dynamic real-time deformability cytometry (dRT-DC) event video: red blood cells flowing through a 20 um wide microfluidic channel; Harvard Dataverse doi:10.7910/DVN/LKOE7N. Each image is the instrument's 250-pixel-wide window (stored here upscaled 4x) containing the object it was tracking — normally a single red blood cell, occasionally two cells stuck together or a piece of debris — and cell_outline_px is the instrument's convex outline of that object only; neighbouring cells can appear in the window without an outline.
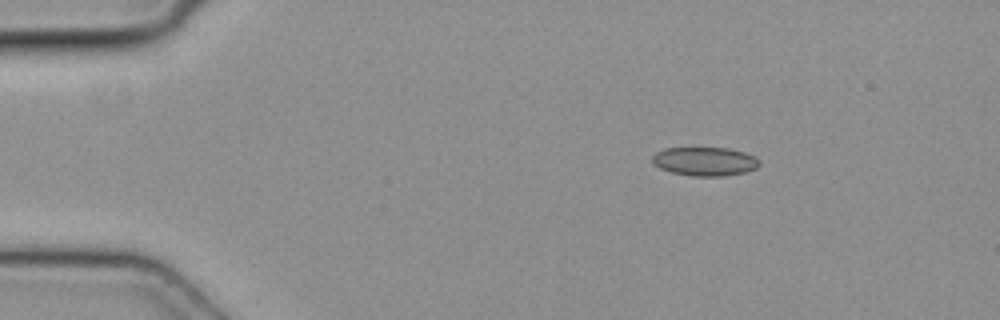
{"species": "common noctule bat (a hibernating species)", "species_latin": "Nyctalus noctula", "temperature_condition": "cold", "stored_images_in_passage": 45, "camera_frame_rate_fps": 3000, "um_per_image_px": 0.085, "animal": {"sex": "female", "body_mass_g": 19.3, "forearm_length_mm": 54.1}, "frame": {"image": 1, "passage_image": 4, "time_ms": 1.0, "image_size_px": [1000, 320], "cell_outline_px": [[760, 164], [756, 168], [744, 172], [724, 176], [692, 176], [672, 172], [660, 168], [652, 160], [652, 156], [656, 152], [664, 148], [728, 148], [744, 152], [756, 156], [760, 160]], "centroid_in_image_um": [59.94, 13.71], "position_along_channel_um": 25.1, "area_um2": 17.92}}
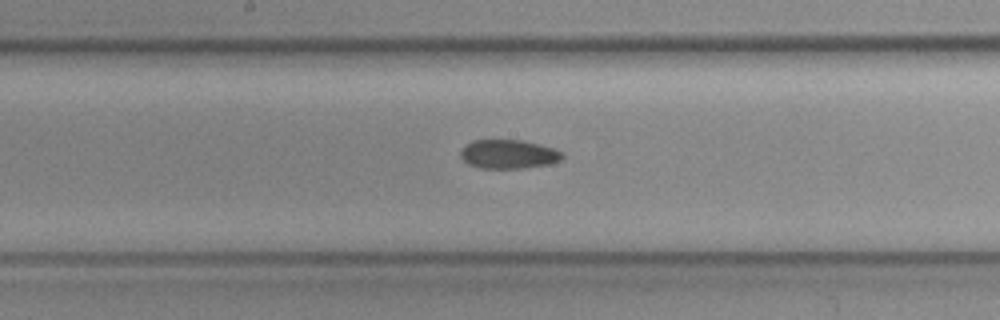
{"frame": {"image": 2, "passage_image": 22, "time_ms": 7.0, "image_size_px": [1000, 320], "cell_outline_px": [[564, 156], [560, 160], [548, 164], [524, 168], [480, 168], [468, 164], [460, 156], [460, 152], [472, 140], [520, 140], [552, 148], [560, 152]], "centroid_in_image_um": [43.19, 13.11], "position_along_channel_um": 205.0, "area_um2": 16.82}}
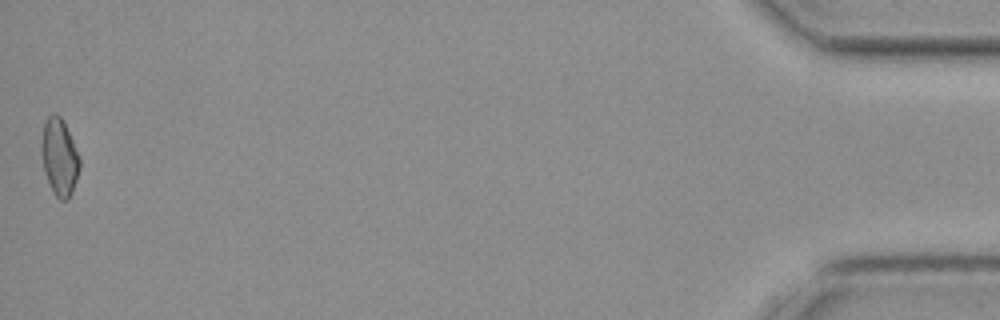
{"frame": {"image": 3, "passage_image": 45, "time_ms": 14.667, "image_size_px": [1000, 320], "cell_outline_px": [[80, 168], [72, 192], [68, 200], [60, 200], [52, 192], [44, 168], [40, 152], [44, 120], [52, 112], [56, 112], [60, 116], [80, 156]], "centroid_in_image_um": [5.04, 13.34], "position_along_channel_um": 430.2, "area_um2": 17.17}}